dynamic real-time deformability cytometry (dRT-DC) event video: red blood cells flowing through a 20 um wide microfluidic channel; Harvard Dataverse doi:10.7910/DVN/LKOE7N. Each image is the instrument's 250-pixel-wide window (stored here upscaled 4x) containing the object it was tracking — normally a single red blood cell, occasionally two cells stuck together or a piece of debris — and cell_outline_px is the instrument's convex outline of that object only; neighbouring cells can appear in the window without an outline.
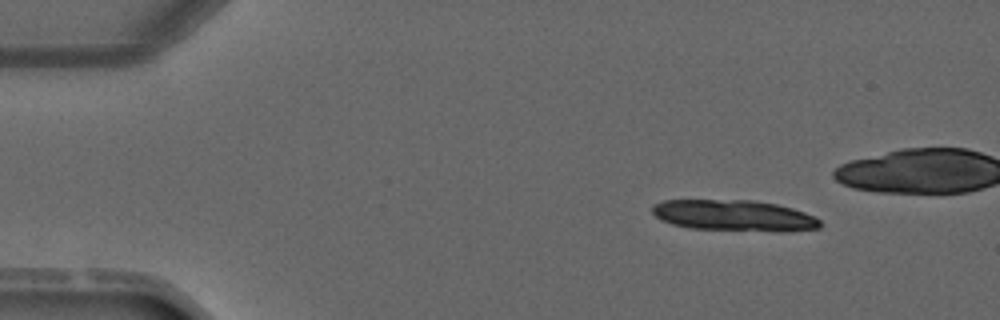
{"species": "common noctule bat (a hibernating species)", "species_latin": "Nyctalus noctula", "temperature_condition": "warm", "stored_images_in_passage": 4, "camera_frame_rate_fps": 3000, "um_per_image_px": 0.085, "animal": {"sex": "male", "forearm_length_mm": 52.5}, "frame": {"image": 1, "passage_image": 1, "time_ms": 0.0, "image_size_px": [1000, 320], "cell_outline_px": [[820, 228], [788, 232], [780, 232], [692, 228], [672, 224], [660, 220], [652, 212], [652, 204], [664, 200], [752, 200], [776, 204], [792, 208], [804, 212], [820, 220]], "centroid_in_image_um": [62.4, 18.32], "position_along_channel_um": 22.6, "area_um2": 30.52}}